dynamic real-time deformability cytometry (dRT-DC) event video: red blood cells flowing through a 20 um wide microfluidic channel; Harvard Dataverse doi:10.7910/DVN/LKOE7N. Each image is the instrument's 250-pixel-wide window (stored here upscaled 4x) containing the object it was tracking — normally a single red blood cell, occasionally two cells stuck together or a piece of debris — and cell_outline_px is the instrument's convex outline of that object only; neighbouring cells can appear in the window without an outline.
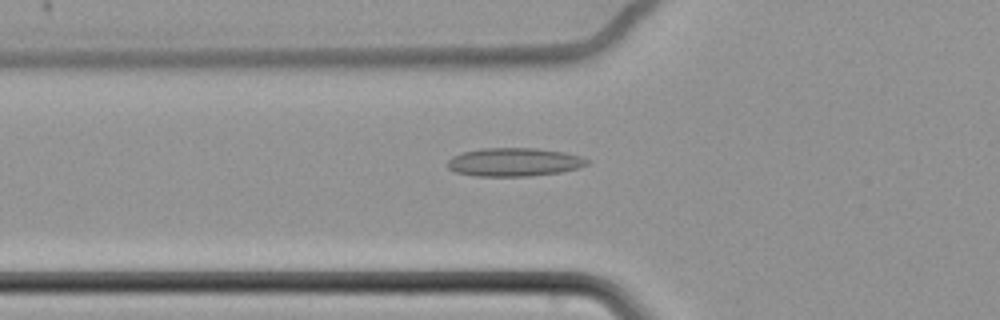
{"species": "common noctule bat (a hibernating species)", "species_latin": "Nyctalus noctula", "temperature_condition": "cold", "stored_images_in_passage": 62, "camera_frame_rate_fps": 3000, "um_per_image_px": 0.085, "animal": {"sex": "female", "body_mass_g": 22.7, "forearm_length_mm": 54.2}, "frame": {"image": 1, "passage_image": 24, "time_ms": 7.667, "image_size_px": [1000, 320], "cell_outline_px": [[592, 160], [588, 164], [580, 168], [560, 172], [528, 176], [476, 176], [456, 172], [448, 168], [448, 160], [452, 156], [464, 152], [480, 148], [536, 148], [564, 152], [580, 156]], "centroid_in_image_um": [43.74, 13.77], "position_along_channel_um": 82.1, "area_um2": 23.18}}
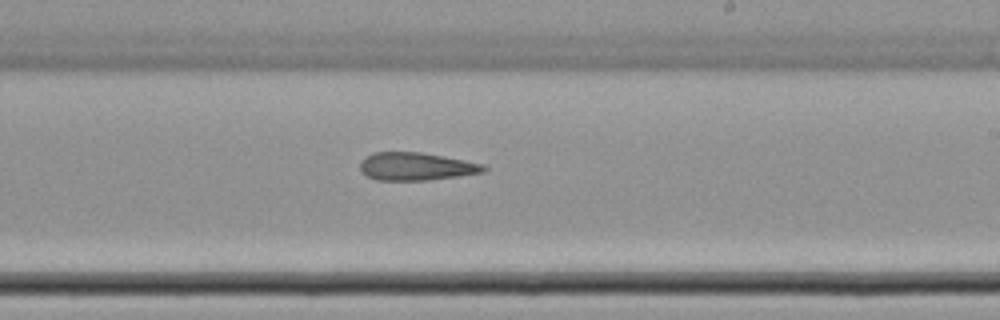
{"frame": {"image": 2, "passage_image": 39, "time_ms": 12.667, "image_size_px": [1000, 320], "cell_outline_px": [[488, 168], [484, 172], [460, 176], [428, 180], [376, 180], [368, 176], [360, 168], [360, 160], [364, 156], [372, 152], [420, 152], [444, 156], [484, 164]], "centroid_in_image_um": [35.37, 14.14], "position_along_channel_um": 253.6, "area_um2": 20.17}}
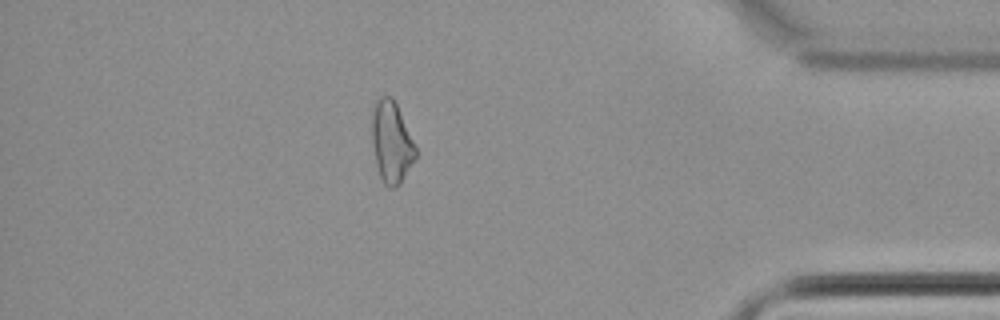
{"frame": {"image": 3, "passage_image": 55, "time_ms": 18.0, "image_size_px": [1000, 320], "cell_outline_px": [[416, 160], [400, 184], [396, 188], [388, 188], [384, 184], [380, 176], [376, 164], [372, 144], [372, 112], [376, 100], [380, 96], [392, 96], [396, 104], [416, 148]], "centroid_in_image_um": [33.27, 12.12], "position_along_channel_um": 401.9, "area_um2": 20.75}, "authors_computed_cell_mechanics": {"area_um2": 21.7039, "velocity_mm_per_s": 3.4358, "shape_relaxation_time_tau1_ms": null, "shape_relaxation_time_tau2_ms": 7.4754, "deformation_change_tau1": null, "deformation_change_tau2": 0.1759}}